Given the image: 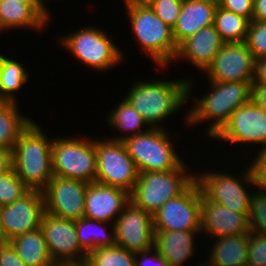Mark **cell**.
<instances>
[{
    "mask_svg": "<svg viewBox=\"0 0 266 266\" xmlns=\"http://www.w3.org/2000/svg\"><path fill=\"white\" fill-rule=\"evenodd\" d=\"M44 211L40 190H29L14 203L0 206V223L5 241L39 228Z\"/></svg>",
    "mask_w": 266,
    "mask_h": 266,
    "instance_id": "2e32d148",
    "label": "cell"
},
{
    "mask_svg": "<svg viewBox=\"0 0 266 266\" xmlns=\"http://www.w3.org/2000/svg\"><path fill=\"white\" fill-rule=\"evenodd\" d=\"M219 5L226 10L252 21L253 0H222Z\"/></svg>",
    "mask_w": 266,
    "mask_h": 266,
    "instance_id": "74e56055",
    "label": "cell"
},
{
    "mask_svg": "<svg viewBox=\"0 0 266 266\" xmlns=\"http://www.w3.org/2000/svg\"><path fill=\"white\" fill-rule=\"evenodd\" d=\"M20 112L17 102L0 100V147L13 150L21 132L32 121Z\"/></svg>",
    "mask_w": 266,
    "mask_h": 266,
    "instance_id": "83f0119b",
    "label": "cell"
},
{
    "mask_svg": "<svg viewBox=\"0 0 266 266\" xmlns=\"http://www.w3.org/2000/svg\"><path fill=\"white\" fill-rule=\"evenodd\" d=\"M247 266H266V237L248 233Z\"/></svg>",
    "mask_w": 266,
    "mask_h": 266,
    "instance_id": "e575fe53",
    "label": "cell"
},
{
    "mask_svg": "<svg viewBox=\"0 0 266 266\" xmlns=\"http://www.w3.org/2000/svg\"><path fill=\"white\" fill-rule=\"evenodd\" d=\"M29 190L15 174L13 168L0 174V206L14 203Z\"/></svg>",
    "mask_w": 266,
    "mask_h": 266,
    "instance_id": "1f68e13d",
    "label": "cell"
},
{
    "mask_svg": "<svg viewBox=\"0 0 266 266\" xmlns=\"http://www.w3.org/2000/svg\"><path fill=\"white\" fill-rule=\"evenodd\" d=\"M9 243L27 266H53L55 264L40 227L13 238Z\"/></svg>",
    "mask_w": 266,
    "mask_h": 266,
    "instance_id": "d4e9b609",
    "label": "cell"
},
{
    "mask_svg": "<svg viewBox=\"0 0 266 266\" xmlns=\"http://www.w3.org/2000/svg\"><path fill=\"white\" fill-rule=\"evenodd\" d=\"M86 266H135V253L122 247L95 248L87 254Z\"/></svg>",
    "mask_w": 266,
    "mask_h": 266,
    "instance_id": "4dcf8cb0",
    "label": "cell"
},
{
    "mask_svg": "<svg viewBox=\"0 0 266 266\" xmlns=\"http://www.w3.org/2000/svg\"><path fill=\"white\" fill-rule=\"evenodd\" d=\"M250 20L222 8L219 4L214 14V27L224 43L243 42L247 38Z\"/></svg>",
    "mask_w": 266,
    "mask_h": 266,
    "instance_id": "f1b7e54d",
    "label": "cell"
},
{
    "mask_svg": "<svg viewBox=\"0 0 266 266\" xmlns=\"http://www.w3.org/2000/svg\"><path fill=\"white\" fill-rule=\"evenodd\" d=\"M217 6V3L210 0H183L180 15L172 29L177 46L200 29L214 25Z\"/></svg>",
    "mask_w": 266,
    "mask_h": 266,
    "instance_id": "44dd1931",
    "label": "cell"
},
{
    "mask_svg": "<svg viewBox=\"0 0 266 266\" xmlns=\"http://www.w3.org/2000/svg\"><path fill=\"white\" fill-rule=\"evenodd\" d=\"M19 1L23 4L31 5L48 23L50 22L51 15H48L41 7L39 0H13Z\"/></svg>",
    "mask_w": 266,
    "mask_h": 266,
    "instance_id": "f6af8a7d",
    "label": "cell"
},
{
    "mask_svg": "<svg viewBox=\"0 0 266 266\" xmlns=\"http://www.w3.org/2000/svg\"><path fill=\"white\" fill-rule=\"evenodd\" d=\"M249 213H238L209 201L201 192V233L221 238L250 232Z\"/></svg>",
    "mask_w": 266,
    "mask_h": 266,
    "instance_id": "ac0fdd59",
    "label": "cell"
},
{
    "mask_svg": "<svg viewBox=\"0 0 266 266\" xmlns=\"http://www.w3.org/2000/svg\"><path fill=\"white\" fill-rule=\"evenodd\" d=\"M252 20L266 21V0H253Z\"/></svg>",
    "mask_w": 266,
    "mask_h": 266,
    "instance_id": "ee69618b",
    "label": "cell"
},
{
    "mask_svg": "<svg viewBox=\"0 0 266 266\" xmlns=\"http://www.w3.org/2000/svg\"><path fill=\"white\" fill-rule=\"evenodd\" d=\"M7 56H4L3 54H0V71L3 67L4 61L6 60Z\"/></svg>",
    "mask_w": 266,
    "mask_h": 266,
    "instance_id": "f907efd6",
    "label": "cell"
},
{
    "mask_svg": "<svg viewBox=\"0 0 266 266\" xmlns=\"http://www.w3.org/2000/svg\"><path fill=\"white\" fill-rule=\"evenodd\" d=\"M249 229L266 237V193L254 191L248 215Z\"/></svg>",
    "mask_w": 266,
    "mask_h": 266,
    "instance_id": "d6a6232c",
    "label": "cell"
},
{
    "mask_svg": "<svg viewBox=\"0 0 266 266\" xmlns=\"http://www.w3.org/2000/svg\"><path fill=\"white\" fill-rule=\"evenodd\" d=\"M48 22L31 6L13 0H0V32L9 29L42 30Z\"/></svg>",
    "mask_w": 266,
    "mask_h": 266,
    "instance_id": "cb8c5ba5",
    "label": "cell"
},
{
    "mask_svg": "<svg viewBox=\"0 0 266 266\" xmlns=\"http://www.w3.org/2000/svg\"><path fill=\"white\" fill-rule=\"evenodd\" d=\"M169 136L164 128H149L122 141L138 173L175 170L184 163Z\"/></svg>",
    "mask_w": 266,
    "mask_h": 266,
    "instance_id": "8992f818",
    "label": "cell"
},
{
    "mask_svg": "<svg viewBox=\"0 0 266 266\" xmlns=\"http://www.w3.org/2000/svg\"><path fill=\"white\" fill-rule=\"evenodd\" d=\"M0 266H27L17 255L14 247L5 242L0 244Z\"/></svg>",
    "mask_w": 266,
    "mask_h": 266,
    "instance_id": "ab89813d",
    "label": "cell"
},
{
    "mask_svg": "<svg viewBox=\"0 0 266 266\" xmlns=\"http://www.w3.org/2000/svg\"><path fill=\"white\" fill-rule=\"evenodd\" d=\"M258 153V155H257ZM257 156L250 163L255 179V188L266 193V150L256 152Z\"/></svg>",
    "mask_w": 266,
    "mask_h": 266,
    "instance_id": "8d00e7d4",
    "label": "cell"
},
{
    "mask_svg": "<svg viewBox=\"0 0 266 266\" xmlns=\"http://www.w3.org/2000/svg\"><path fill=\"white\" fill-rule=\"evenodd\" d=\"M29 81L26 68L16 59L6 58L0 71V100L18 102L15 92Z\"/></svg>",
    "mask_w": 266,
    "mask_h": 266,
    "instance_id": "f546056e",
    "label": "cell"
},
{
    "mask_svg": "<svg viewBox=\"0 0 266 266\" xmlns=\"http://www.w3.org/2000/svg\"><path fill=\"white\" fill-rule=\"evenodd\" d=\"M135 266H170V265L162 256L158 254L156 249L152 247L151 249L135 253Z\"/></svg>",
    "mask_w": 266,
    "mask_h": 266,
    "instance_id": "f35d334b",
    "label": "cell"
},
{
    "mask_svg": "<svg viewBox=\"0 0 266 266\" xmlns=\"http://www.w3.org/2000/svg\"><path fill=\"white\" fill-rule=\"evenodd\" d=\"M211 92L199 98H193L194 107L185 116V124L195 126L198 123L212 121L206 129L207 137L213 138L229 121L233 112L251 100L252 82H214L209 81Z\"/></svg>",
    "mask_w": 266,
    "mask_h": 266,
    "instance_id": "3957f363",
    "label": "cell"
},
{
    "mask_svg": "<svg viewBox=\"0 0 266 266\" xmlns=\"http://www.w3.org/2000/svg\"><path fill=\"white\" fill-rule=\"evenodd\" d=\"M183 0H156L151 6L156 15L173 29L180 15Z\"/></svg>",
    "mask_w": 266,
    "mask_h": 266,
    "instance_id": "d590c367",
    "label": "cell"
},
{
    "mask_svg": "<svg viewBox=\"0 0 266 266\" xmlns=\"http://www.w3.org/2000/svg\"><path fill=\"white\" fill-rule=\"evenodd\" d=\"M96 181L131 193L138 179V170L121 141L96 140Z\"/></svg>",
    "mask_w": 266,
    "mask_h": 266,
    "instance_id": "30bf717a",
    "label": "cell"
},
{
    "mask_svg": "<svg viewBox=\"0 0 266 266\" xmlns=\"http://www.w3.org/2000/svg\"><path fill=\"white\" fill-rule=\"evenodd\" d=\"M53 266H86L85 263L82 264H54Z\"/></svg>",
    "mask_w": 266,
    "mask_h": 266,
    "instance_id": "681fc988",
    "label": "cell"
},
{
    "mask_svg": "<svg viewBox=\"0 0 266 266\" xmlns=\"http://www.w3.org/2000/svg\"><path fill=\"white\" fill-rule=\"evenodd\" d=\"M12 168V150L0 147V174Z\"/></svg>",
    "mask_w": 266,
    "mask_h": 266,
    "instance_id": "b9f144b4",
    "label": "cell"
},
{
    "mask_svg": "<svg viewBox=\"0 0 266 266\" xmlns=\"http://www.w3.org/2000/svg\"><path fill=\"white\" fill-rule=\"evenodd\" d=\"M251 99L266 110V83L252 82Z\"/></svg>",
    "mask_w": 266,
    "mask_h": 266,
    "instance_id": "60d3db41",
    "label": "cell"
},
{
    "mask_svg": "<svg viewBox=\"0 0 266 266\" xmlns=\"http://www.w3.org/2000/svg\"><path fill=\"white\" fill-rule=\"evenodd\" d=\"M5 236L3 234L2 228H1V223H0V244L5 243Z\"/></svg>",
    "mask_w": 266,
    "mask_h": 266,
    "instance_id": "c3c4849f",
    "label": "cell"
},
{
    "mask_svg": "<svg viewBox=\"0 0 266 266\" xmlns=\"http://www.w3.org/2000/svg\"><path fill=\"white\" fill-rule=\"evenodd\" d=\"M98 28L84 26L60 37V44L87 67L106 72L120 64L124 60V54L108 34Z\"/></svg>",
    "mask_w": 266,
    "mask_h": 266,
    "instance_id": "52a82bcc",
    "label": "cell"
},
{
    "mask_svg": "<svg viewBox=\"0 0 266 266\" xmlns=\"http://www.w3.org/2000/svg\"><path fill=\"white\" fill-rule=\"evenodd\" d=\"M35 121L21 132L12 150V168L30 190L42 191L53 178L52 138Z\"/></svg>",
    "mask_w": 266,
    "mask_h": 266,
    "instance_id": "7a4b0ae2",
    "label": "cell"
},
{
    "mask_svg": "<svg viewBox=\"0 0 266 266\" xmlns=\"http://www.w3.org/2000/svg\"><path fill=\"white\" fill-rule=\"evenodd\" d=\"M214 241L205 262L207 266H247L248 233L215 238Z\"/></svg>",
    "mask_w": 266,
    "mask_h": 266,
    "instance_id": "603a6c76",
    "label": "cell"
},
{
    "mask_svg": "<svg viewBox=\"0 0 266 266\" xmlns=\"http://www.w3.org/2000/svg\"><path fill=\"white\" fill-rule=\"evenodd\" d=\"M201 189L194 180L153 214L154 230L201 231Z\"/></svg>",
    "mask_w": 266,
    "mask_h": 266,
    "instance_id": "8fae6325",
    "label": "cell"
},
{
    "mask_svg": "<svg viewBox=\"0 0 266 266\" xmlns=\"http://www.w3.org/2000/svg\"><path fill=\"white\" fill-rule=\"evenodd\" d=\"M114 226L117 246L133 253L154 247L153 215L131 201L119 214Z\"/></svg>",
    "mask_w": 266,
    "mask_h": 266,
    "instance_id": "e0dca14e",
    "label": "cell"
},
{
    "mask_svg": "<svg viewBox=\"0 0 266 266\" xmlns=\"http://www.w3.org/2000/svg\"><path fill=\"white\" fill-rule=\"evenodd\" d=\"M51 158L53 175L87 183L96 181L95 139L86 136L53 138Z\"/></svg>",
    "mask_w": 266,
    "mask_h": 266,
    "instance_id": "ba28073f",
    "label": "cell"
},
{
    "mask_svg": "<svg viewBox=\"0 0 266 266\" xmlns=\"http://www.w3.org/2000/svg\"><path fill=\"white\" fill-rule=\"evenodd\" d=\"M117 106V107H116ZM108 115V116H107ZM106 120L109 127L117 129V131L123 133L121 136H114L109 138L113 141H123L126 138L133 137L137 134L147 131L150 127L144 129L143 126H148L142 116L135 110V108L123 97L122 101L115 105V108L106 114ZM143 128V130H141ZM130 131L132 133H130Z\"/></svg>",
    "mask_w": 266,
    "mask_h": 266,
    "instance_id": "484cf974",
    "label": "cell"
},
{
    "mask_svg": "<svg viewBox=\"0 0 266 266\" xmlns=\"http://www.w3.org/2000/svg\"><path fill=\"white\" fill-rule=\"evenodd\" d=\"M88 184L82 180L53 175L42 190L45 211L72 221L83 218Z\"/></svg>",
    "mask_w": 266,
    "mask_h": 266,
    "instance_id": "4fadbf2b",
    "label": "cell"
},
{
    "mask_svg": "<svg viewBox=\"0 0 266 266\" xmlns=\"http://www.w3.org/2000/svg\"><path fill=\"white\" fill-rule=\"evenodd\" d=\"M205 73L214 82H253L255 58L245 41L224 43Z\"/></svg>",
    "mask_w": 266,
    "mask_h": 266,
    "instance_id": "9a60e30c",
    "label": "cell"
},
{
    "mask_svg": "<svg viewBox=\"0 0 266 266\" xmlns=\"http://www.w3.org/2000/svg\"><path fill=\"white\" fill-rule=\"evenodd\" d=\"M245 42L255 59L266 57V21H250Z\"/></svg>",
    "mask_w": 266,
    "mask_h": 266,
    "instance_id": "836d02e7",
    "label": "cell"
},
{
    "mask_svg": "<svg viewBox=\"0 0 266 266\" xmlns=\"http://www.w3.org/2000/svg\"><path fill=\"white\" fill-rule=\"evenodd\" d=\"M248 166L243 172L240 171L242 175L241 177L237 176L238 178L232 173L204 171L202 174L194 172L195 180L199 184L202 194L209 201L221 204L238 213H249L254 190L250 192L246 189L256 187V185L251 165Z\"/></svg>",
    "mask_w": 266,
    "mask_h": 266,
    "instance_id": "9c48e42d",
    "label": "cell"
},
{
    "mask_svg": "<svg viewBox=\"0 0 266 266\" xmlns=\"http://www.w3.org/2000/svg\"><path fill=\"white\" fill-rule=\"evenodd\" d=\"M210 1H213V2H215L217 4H219L222 0H210Z\"/></svg>",
    "mask_w": 266,
    "mask_h": 266,
    "instance_id": "816d5d0a",
    "label": "cell"
},
{
    "mask_svg": "<svg viewBox=\"0 0 266 266\" xmlns=\"http://www.w3.org/2000/svg\"><path fill=\"white\" fill-rule=\"evenodd\" d=\"M130 202V193L127 191L99 184L89 183L86 190L84 217L102 222L113 221V225Z\"/></svg>",
    "mask_w": 266,
    "mask_h": 266,
    "instance_id": "d6986e66",
    "label": "cell"
},
{
    "mask_svg": "<svg viewBox=\"0 0 266 266\" xmlns=\"http://www.w3.org/2000/svg\"><path fill=\"white\" fill-rule=\"evenodd\" d=\"M132 32L140 48L156 65L166 68L177 55L172 28L165 24L151 7H126Z\"/></svg>",
    "mask_w": 266,
    "mask_h": 266,
    "instance_id": "5b68a950",
    "label": "cell"
},
{
    "mask_svg": "<svg viewBox=\"0 0 266 266\" xmlns=\"http://www.w3.org/2000/svg\"><path fill=\"white\" fill-rule=\"evenodd\" d=\"M156 0H124L126 7H151Z\"/></svg>",
    "mask_w": 266,
    "mask_h": 266,
    "instance_id": "bcb514c9",
    "label": "cell"
},
{
    "mask_svg": "<svg viewBox=\"0 0 266 266\" xmlns=\"http://www.w3.org/2000/svg\"><path fill=\"white\" fill-rule=\"evenodd\" d=\"M253 82L266 83V57L255 59V73Z\"/></svg>",
    "mask_w": 266,
    "mask_h": 266,
    "instance_id": "7bdbcfd3",
    "label": "cell"
},
{
    "mask_svg": "<svg viewBox=\"0 0 266 266\" xmlns=\"http://www.w3.org/2000/svg\"><path fill=\"white\" fill-rule=\"evenodd\" d=\"M213 139L237 144H261L258 152L266 150V110L251 99L233 112Z\"/></svg>",
    "mask_w": 266,
    "mask_h": 266,
    "instance_id": "5bb4252c",
    "label": "cell"
},
{
    "mask_svg": "<svg viewBox=\"0 0 266 266\" xmlns=\"http://www.w3.org/2000/svg\"><path fill=\"white\" fill-rule=\"evenodd\" d=\"M189 169L183 163L175 170L138 173L136 185L130 193V201L153 215L195 180V174L188 171Z\"/></svg>",
    "mask_w": 266,
    "mask_h": 266,
    "instance_id": "277c9868",
    "label": "cell"
},
{
    "mask_svg": "<svg viewBox=\"0 0 266 266\" xmlns=\"http://www.w3.org/2000/svg\"><path fill=\"white\" fill-rule=\"evenodd\" d=\"M154 248L170 266H182L197 250L196 234L201 231L154 230ZM195 245V246H194Z\"/></svg>",
    "mask_w": 266,
    "mask_h": 266,
    "instance_id": "7402d4cb",
    "label": "cell"
},
{
    "mask_svg": "<svg viewBox=\"0 0 266 266\" xmlns=\"http://www.w3.org/2000/svg\"><path fill=\"white\" fill-rule=\"evenodd\" d=\"M48 1V0H47ZM40 5L42 7V9L48 14L50 15L51 13L49 12V9L46 6V0H39Z\"/></svg>",
    "mask_w": 266,
    "mask_h": 266,
    "instance_id": "7dc6e473",
    "label": "cell"
},
{
    "mask_svg": "<svg viewBox=\"0 0 266 266\" xmlns=\"http://www.w3.org/2000/svg\"><path fill=\"white\" fill-rule=\"evenodd\" d=\"M223 44L214 25L204 27L178 46L174 61L186 59L204 72L211 65Z\"/></svg>",
    "mask_w": 266,
    "mask_h": 266,
    "instance_id": "ffe728a7",
    "label": "cell"
},
{
    "mask_svg": "<svg viewBox=\"0 0 266 266\" xmlns=\"http://www.w3.org/2000/svg\"><path fill=\"white\" fill-rule=\"evenodd\" d=\"M105 224L107 223L85 217L75 221L79 246L86 254L95 248L116 245L115 226L112 224L111 232H107Z\"/></svg>",
    "mask_w": 266,
    "mask_h": 266,
    "instance_id": "4316f807",
    "label": "cell"
},
{
    "mask_svg": "<svg viewBox=\"0 0 266 266\" xmlns=\"http://www.w3.org/2000/svg\"><path fill=\"white\" fill-rule=\"evenodd\" d=\"M172 81L139 80L133 83L124 97L142 116L150 128H161V121L168 118L188 102L192 89L191 79Z\"/></svg>",
    "mask_w": 266,
    "mask_h": 266,
    "instance_id": "6da1fadb",
    "label": "cell"
},
{
    "mask_svg": "<svg viewBox=\"0 0 266 266\" xmlns=\"http://www.w3.org/2000/svg\"><path fill=\"white\" fill-rule=\"evenodd\" d=\"M40 228L55 264H82L87 254L78 242L75 221L43 212Z\"/></svg>",
    "mask_w": 266,
    "mask_h": 266,
    "instance_id": "7c38bea8",
    "label": "cell"
}]
</instances>
